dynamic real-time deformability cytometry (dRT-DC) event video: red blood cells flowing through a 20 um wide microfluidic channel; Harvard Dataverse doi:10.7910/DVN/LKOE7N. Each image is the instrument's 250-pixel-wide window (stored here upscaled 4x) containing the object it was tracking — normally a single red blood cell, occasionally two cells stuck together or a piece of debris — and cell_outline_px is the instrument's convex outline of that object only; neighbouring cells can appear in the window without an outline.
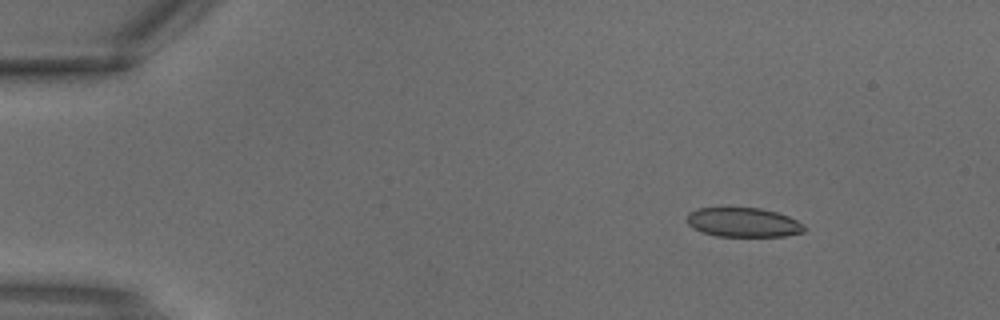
{"species": "common noctule bat (a hibernating species)", "species_latin": "Nyctalus noctula", "temperature_condition": "warm", "stored_images_in_passage": 3, "camera_frame_rate_fps": 3000, "um_per_image_px": 0.085, "animal": {"sex": "male", "body_mass_g": 18.8}, "frame": {"image": 1, "passage_image": 2, "time_ms": 0.333, "image_size_px": [1000, 320], "cell_outline_px": [[804, 232], [784, 236], [716, 236], [700, 232], [692, 228], [688, 224], [688, 212], [696, 208], [760, 208], [776, 212], [788, 216], [804, 224]], "centroid_in_image_um": [63.15, 18.9], "position_along_channel_um": 21.8, "area_um2": 20.06}}